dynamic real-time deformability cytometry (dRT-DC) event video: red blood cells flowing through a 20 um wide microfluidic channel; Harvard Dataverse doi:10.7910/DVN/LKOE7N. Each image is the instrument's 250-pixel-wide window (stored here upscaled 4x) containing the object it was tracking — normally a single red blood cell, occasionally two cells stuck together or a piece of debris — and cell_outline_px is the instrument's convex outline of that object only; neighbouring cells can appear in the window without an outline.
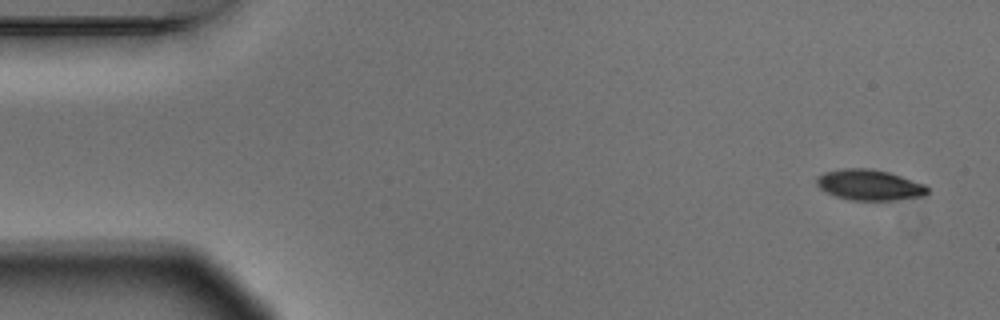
{"species": "Egyptian fruit bat (a non-hibernating species)", "species_latin": "Rousettus aegyptiacus", "temperature_condition": "warm", "stored_images_in_passage": 5, "camera_frame_rate_fps": 3000, "um_per_image_px": 0.085, "animal": {"sex": "male"}, "frame": {"image": 1, "passage_image": 1, "time_ms": 0.0, "image_size_px": [1000, 320], "cell_outline_px": [[928, 192], [924, 196], [896, 200], [852, 200], [836, 196], [820, 188], [816, 184], [816, 176], [824, 172], [844, 168], [872, 168], [888, 172], [924, 184], [928, 188]], "centroid_in_image_um": [73.89, 15.71], "position_along_channel_um": 11.1, "area_um2": 19.77}}
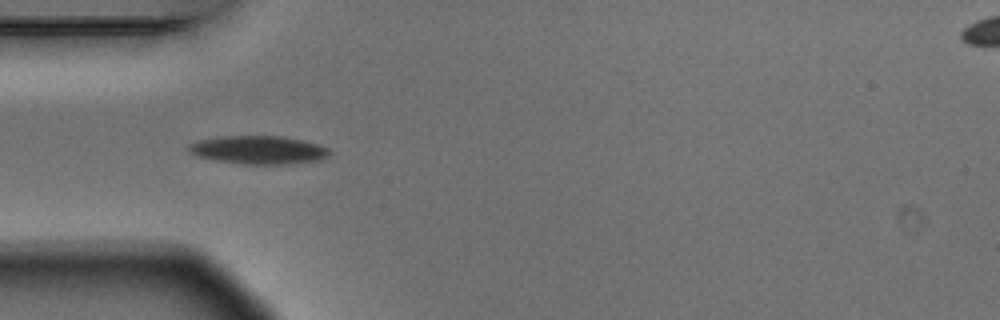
{"frame": {"image": 2, "passage_image": 5, "time_ms": 1.333, "image_size_px": [1000, 320], "cell_outline_px": [[332, 152], [328, 156], [320, 160], [292, 164], [244, 164], [216, 160], [196, 156], [188, 148], [188, 144], [200, 140], [216, 136], [280, 136], [300, 140], [316, 144], [328, 148]], "centroid_in_image_um": [21.98, 12.75], "position_along_channel_um": 63.0, "area_um2": 23.12}}